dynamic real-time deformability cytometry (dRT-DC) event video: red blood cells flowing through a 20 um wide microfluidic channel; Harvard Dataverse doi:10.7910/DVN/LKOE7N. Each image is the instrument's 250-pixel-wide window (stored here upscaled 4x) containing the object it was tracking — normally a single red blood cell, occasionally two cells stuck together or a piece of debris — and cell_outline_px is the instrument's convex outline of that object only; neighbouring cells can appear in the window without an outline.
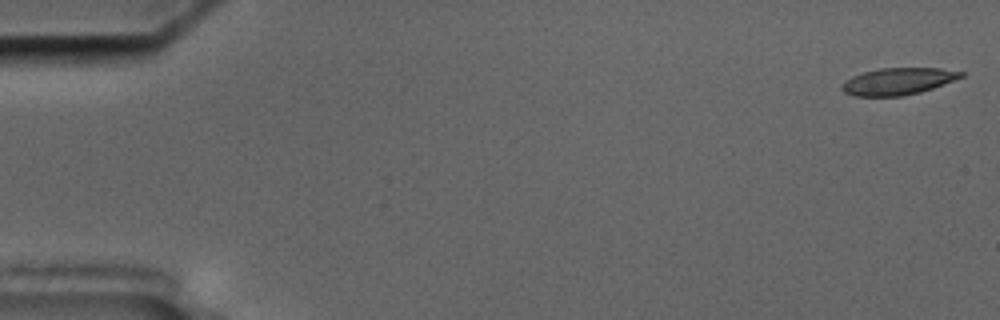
{"species": "common noctule bat (a hibernating species)", "species_latin": "Nyctalus noctula", "temperature_condition": "cold", "stored_images_in_passage": 55, "camera_frame_rate_fps": 3000, "um_per_image_px": 0.085, "animal": {"sex": "male", "body_mass_g": 17.5, "forearm_length_mm": 52.3}, "frame": {"image": 1, "passage_image": 1, "time_ms": 0.0, "image_size_px": [1000, 320], "cell_outline_px": [[964, 76], [932, 88], [920, 92], [900, 96], [856, 96], [844, 92], [840, 88], [840, 84], [852, 76], [864, 72], [880, 68], [940, 68], [964, 72]], "centroid_in_image_um": [76.3, 6.91], "position_along_channel_um": 8.7, "area_um2": 18.55}}
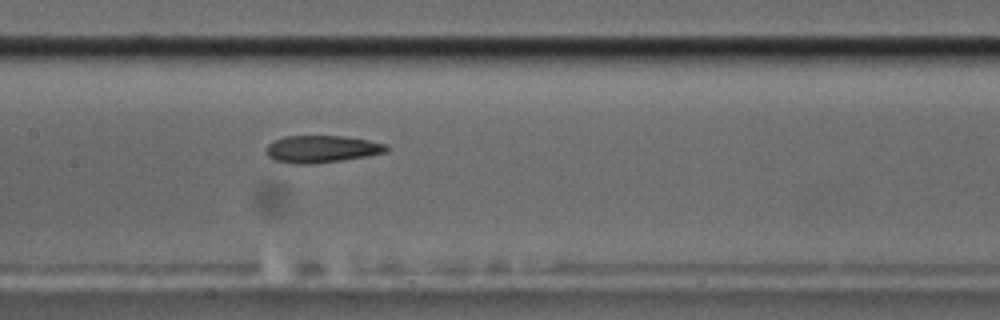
{"frame": {"image": 2, "passage_image": 27, "time_ms": 8.667, "image_size_px": [1000, 320], "cell_outline_px": [[388, 148], [384, 152], [368, 156], [316, 164], [292, 164], [272, 160], [264, 152], [268, 144], [272, 140], [284, 136], [344, 136], [368, 140], [388, 144]], "centroid_in_image_um": [27.28, 12.67], "position_along_channel_um": 180.1, "area_um2": 19.36}}
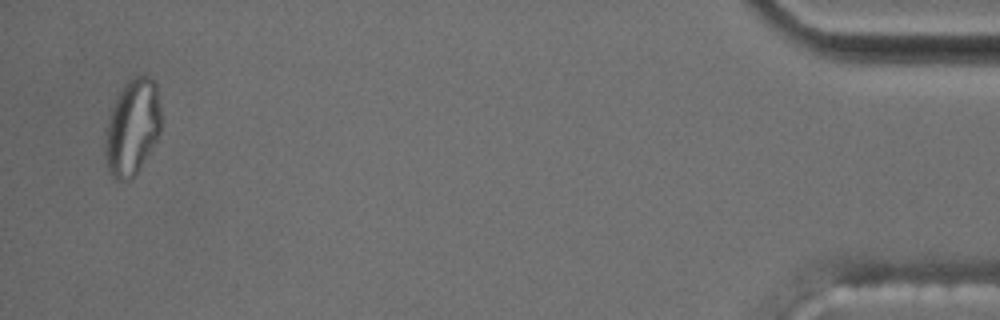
{"frame": {"image": 3, "passage_image": 54, "time_ms": 17.667, "image_size_px": [1000, 320], "cell_outline_px": [[164, 120], [160, 132], [156, 140], [132, 180], [112, 180], [108, 172], [104, 152], [104, 132], [108, 116], [116, 96], [124, 84], [132, 76], [144, 72], [156, 80]], "centroid_in_image_um": [11.26, 10.76], "position_along_channel_um": 423.9, "area_um2": 32.77}, "authors_computed_cell_mechanics": {"area_um2": 19.7098, "velocity_mm_per_s": 3.6171, "shape_relaxation_time_tau1_ms": null, "shape_relaxation_time_tau2_ms": 3.3982, "deformation_change_tau1": null, "deformation_change_tau2": 0.1134}}